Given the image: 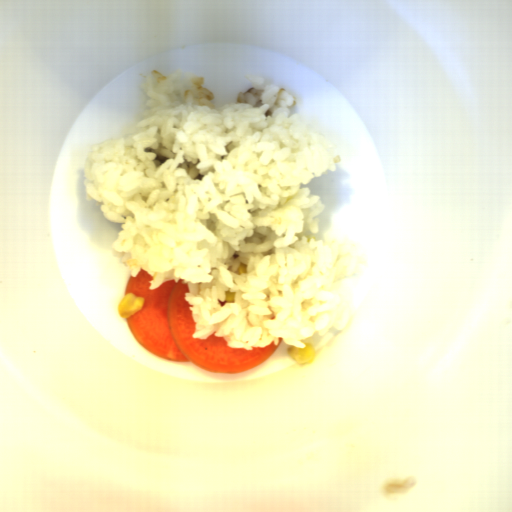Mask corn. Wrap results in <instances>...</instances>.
<instances>
[{"instance_id":"obj_1","label":"corn","mask_w":512,"mask_h":512,"mask_svg":"<svg viewBox=\"0 0 512 512\" xmlns=\"http://www.w3.org/2000/svg\"><path fill=\"white\" fill-rule=\"evenodd\" d=\"M145 303V297H137L132 292L126 293L118 303L117 311L122 319H128L134 313L141 311Z\"/></svg>"},{"instance_id":"obj_2","label":"corn","mask_w":512,"mask_h":512,"mask_svg":"<svg viewBox=\"0 0 512 512\" xmlns=\"http://www.w3.org/2000/svg\"><path fill=\"white\" fill-rule=\"evenodd\" d=\"M306 347L301 348L294 345H289L286 348L288 355L298 362V365H309L314 363L316 357V349L311 342H303Z\"/></svg>"}]
</instances>
